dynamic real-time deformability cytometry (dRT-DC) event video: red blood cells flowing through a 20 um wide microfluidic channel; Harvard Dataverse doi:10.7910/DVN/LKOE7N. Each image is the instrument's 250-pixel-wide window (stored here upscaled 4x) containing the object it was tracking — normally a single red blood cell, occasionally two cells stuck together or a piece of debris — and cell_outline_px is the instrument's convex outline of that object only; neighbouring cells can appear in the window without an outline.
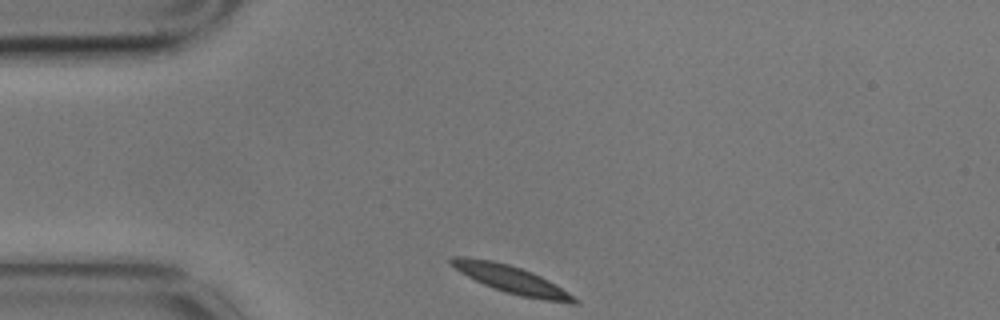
{"species": "common noctule bat (a hibernating species)", "species_latin": "Nyctalus noctula", "temperature_condition": "cold", "stored_images_in_passage": 3, "camera_frame_rate_fps": 3000, "um_per_image_px": 0.085, "animal": {"sex": "male", "body_mass_g": 17.9}, "frame": {"image": 1, "passage_image": 1, "time_ms": 0.0, "image_size_px": [1000, 320], "cell_outline_px": [[580, 304], [572, 304], [544, 300], [520, 296], [484, 284], [460, 272], [448, 260], [452, 256], [464, 256], [492, 260], [508, 264], [532, 272], [548, 280], [568, 292], [580, 300]], "centroid_in_image_um": [43.51, 23.76], "position_along_channel_um": 41.5, "area_um2": 19.54}}